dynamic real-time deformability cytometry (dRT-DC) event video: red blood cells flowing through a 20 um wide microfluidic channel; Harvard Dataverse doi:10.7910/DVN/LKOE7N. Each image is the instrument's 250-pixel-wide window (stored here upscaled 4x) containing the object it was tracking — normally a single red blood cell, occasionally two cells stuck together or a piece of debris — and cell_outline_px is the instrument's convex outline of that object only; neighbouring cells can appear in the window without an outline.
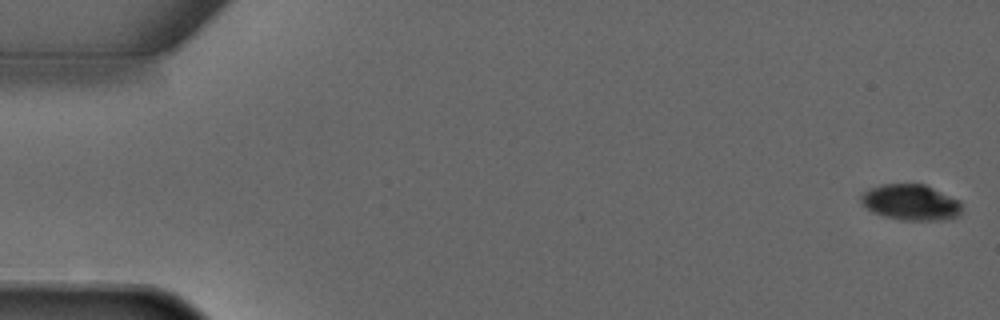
{"species": "common noctule bat (a hibernating species)", "species_latin": "Nyctalus noctula", "temperature_condition": "warm", "stored_images_in_passage": 5, "camera_frame_rate_fps": 3000, "um_per_image_px": 0.085, "animal": {"sex": "male", "forearm_length_mm": 52.5}, "frame": {"image": 1, "passage_image": 1, "time_ms": 0.0, "image_size_px": [1000, 320], "cell_outline_px": [[960, 212], [956, 216], [944, 220], [900, 220], [884, 216], [872, 212], [860, 200], [860, 196], [864, 192], [880, 184], [924, 184], [960, 200]], "centroid_in_image_um": [77.41, 17.2], "position_along_channel_um": 7.6, "area_um2": 20.87}}